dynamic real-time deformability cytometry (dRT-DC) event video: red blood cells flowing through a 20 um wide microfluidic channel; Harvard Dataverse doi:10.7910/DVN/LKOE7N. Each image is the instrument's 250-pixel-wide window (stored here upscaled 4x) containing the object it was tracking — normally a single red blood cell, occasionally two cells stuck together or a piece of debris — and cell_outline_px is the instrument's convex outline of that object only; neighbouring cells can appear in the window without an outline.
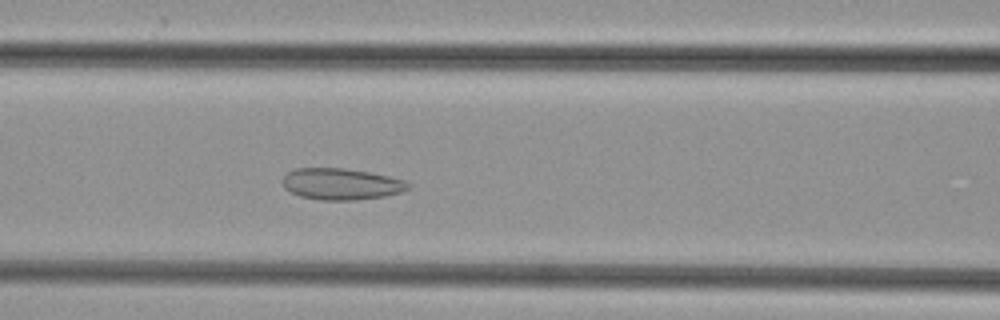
{"species": "common noctule bat (a hibernating species)", "species_latin": "Nyctalus noctula", "temperature_condition": "cold", "stored_images_in_passage": 45, "camera_frame_rate_fps": 3000, "um_per_image_px": 0.085, "animal": {"sex": "female", "body_mass_g": 29.2, "forearm_length_mm": 56.3}, "frame": {"image": 1, "passage_image": 16, "time_ms": 5.0, "image_size_px": [1000, 320], "cell_outline_px": [[412, 188], [404, 192], [384, 196], [352, 200], [320, 200], [300, 196], [284, 188], [284, 176], [288, 172], [296, 168], [344, 168], [368, 172], [388, 176], [404, 180], [412, 184]], "centroid_in_image_um": [29.06, 15.64], "position_along_channel_um": 137.5, "area_um2": 23.0}}
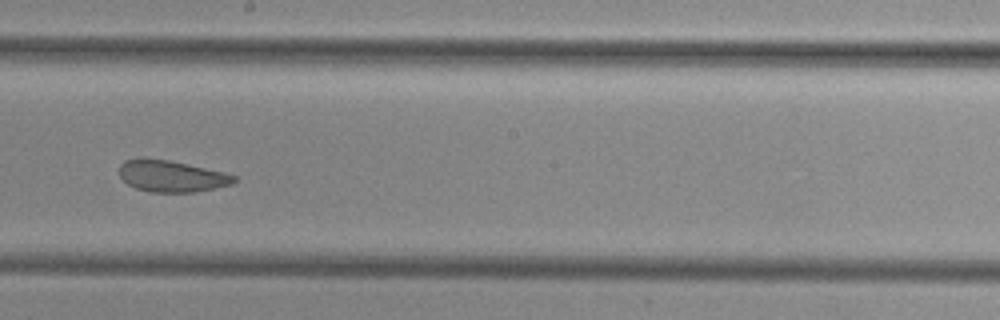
{"frame": {"image": 2, "passage_image": 23, "time_ms": 7.333, "image_size_px": [1000, 320], "cell_outline_px": [[236, 180], [232, 184], [196, 192], [148, 192], [136, 188], [128, 184], [120, 176], [120, 164], [124, 160], [140, 156], [168, 160], [188, 164], [224, 172], [236, 176]], "centroid_in_image_um": [14.54, 14.95], "position_along_channel_um": 233.7, "area_um2": 21.27}}
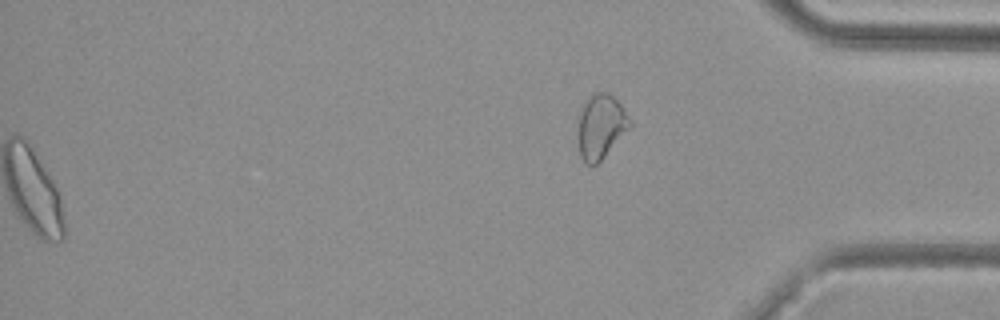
{"frame": {"image": 3, "passage_image": 45, "time_ms": 14.667, "image_size_px": [1000, 320], "cell_outline_px": [[632, 124], [604, 156], [596, 164], [584, 164], [580, 156], [580, 116], [584, 104], [588, 96], [592, 92], [608, 92], [624, 108]], "centroid_in_image_um": [51.08, 10.72], "position_along_channel_um": 384.1, "area_um2": 18.73}}